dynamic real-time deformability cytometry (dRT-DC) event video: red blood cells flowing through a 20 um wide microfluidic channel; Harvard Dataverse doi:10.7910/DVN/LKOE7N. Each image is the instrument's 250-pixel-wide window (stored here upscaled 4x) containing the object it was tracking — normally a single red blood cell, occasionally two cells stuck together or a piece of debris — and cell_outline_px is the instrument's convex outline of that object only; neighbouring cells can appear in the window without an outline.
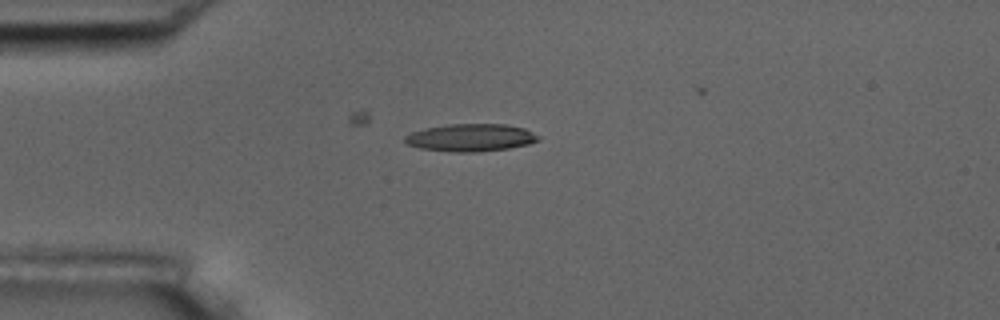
{"species": "common noctule bat (a hibernating species)", "species_latin": "Nyctalus noctula", "temperature_condition": "room temperature", "stored_images_in_passage": 4, "camera_frame_rate_fps": 3000, "um_per_image_px": 0.085, "animal": {"sex": "male", "body_mass_g": 17.5, "forearm_length_mm": 52.3}, "frame": {"image": 1, "passage_image": 1, "time_ms": 0.0, "image_size_px": [1000, 320], "cell_outline_px": [[540, 140], [528, 144], [508, 148], [476, 152], [448, 152], [420, 148], [408, 144], [404, 140], [404, 136], [412, 132], [424, 128], [448, 124], [504, 124], [524, 128], [540, 136]], "centroid_in_image_um": [40.0, 11.7], "position_along_channel_um": 45.0, "area_um2": 21.44}}